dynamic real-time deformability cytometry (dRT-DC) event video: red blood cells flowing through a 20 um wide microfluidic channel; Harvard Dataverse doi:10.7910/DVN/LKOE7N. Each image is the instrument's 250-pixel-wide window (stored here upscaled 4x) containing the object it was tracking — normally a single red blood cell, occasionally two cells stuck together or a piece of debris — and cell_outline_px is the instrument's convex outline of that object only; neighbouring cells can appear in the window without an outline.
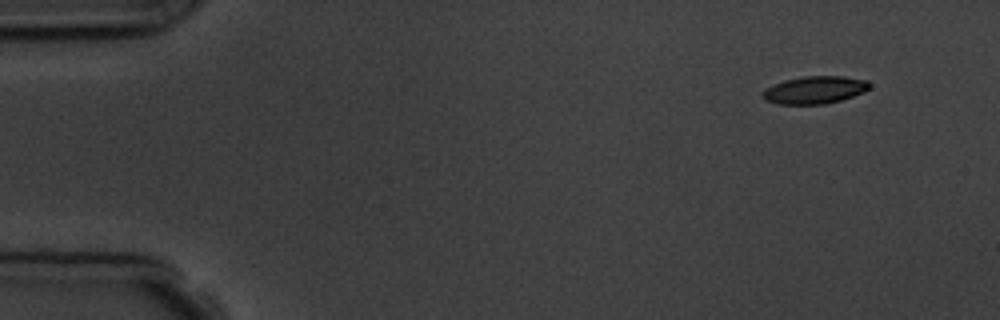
{"species": "common noctule bat (a hibernating species)", "species_latin": "Nyctalus noctula", "temperature_condition": "room temperature", "stored_images_in_passage": 4, "camera_frame_rate_fps": 3000, "um_per_image_px": 0.085, "animal": {"sex": "male", "body_mass_g": 19.5, "forearm_length_mm": 54.6}, "frame": {"image": 1, "passage_image": 1, "time_ms": 0.0, "image_size_px": [1000, 320], "cell_outline_px": [[872, 84], [864, 92], [840, 100], [824, 104], [776, 104], [764, 100], [760, 96], [764, 88], [772, 84], [784, 80], [804, 76], [844, 76], [868, 80]], "centroid_in_image_um": [69.2, 7.64], "position_along_channel_um": 15.8, "area_um2": 17.4}}
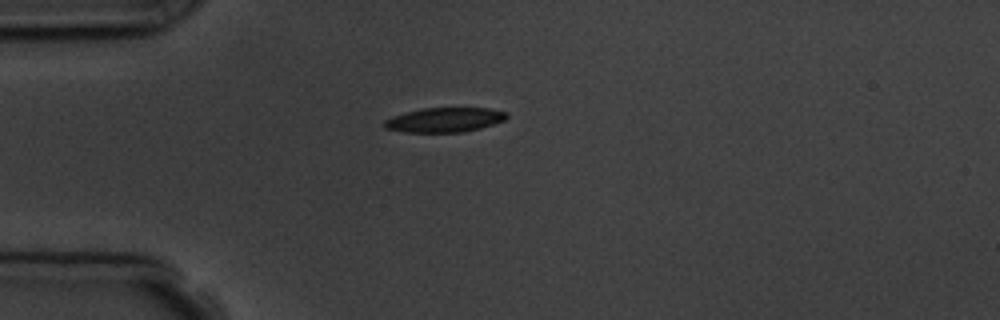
{"frame": {"image": 2, "passage_image": 4, "time_ms": 3.333, "image_size_px": [1000, 320], "cell_outline_px": [[508, 116], [504, 120], [480, 128], [464, 132], [404, 132], [384, 128], [380, 124], [384, 120], [392, 116], [404, 112], [424, 108], [488, 108], [508, 112]], "centroid_in_image_um": [37.74, 10.19], "position_along_channel_um": 47.3, "area_um2": 17.63}}